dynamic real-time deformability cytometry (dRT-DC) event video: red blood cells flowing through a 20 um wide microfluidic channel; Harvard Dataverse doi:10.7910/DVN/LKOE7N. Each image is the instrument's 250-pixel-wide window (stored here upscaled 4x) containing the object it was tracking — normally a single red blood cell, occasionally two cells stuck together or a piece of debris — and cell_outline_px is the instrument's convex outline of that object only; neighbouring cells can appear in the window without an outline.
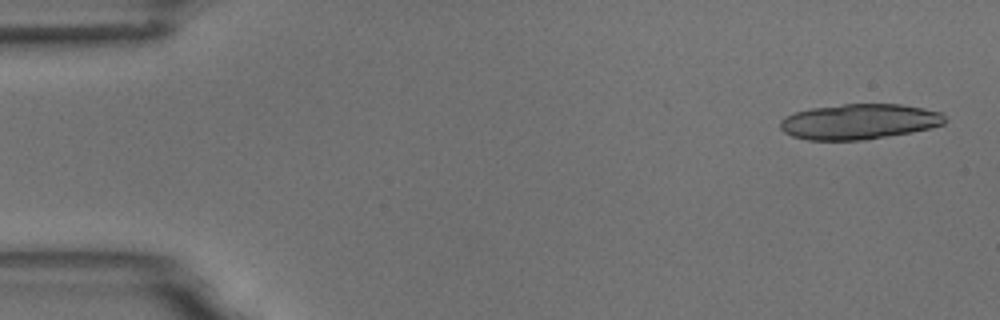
{"species": "common noctule bat (a hibernating species)", "species_latin": "Nyctalus noctula", "temperature_condition": "room temperature", "stored_images_in_passage": 4, "camera_frame_rate_fps": 3000, "um_per_image_px": 0.085, "animal": {"sex": "male", "body_mass_g": 18.8}, "frame": {"image": 1, "passage_image": 1, "time_ms": 0.0, "image_size_px": [1000, 320], "cell_outline_px": [[948, 120], [944, 124], [932, 128], [912, 132], [864, 140], [808, 140], [792, 136], [784, 132], [780, 128], [780, 120], [784, 116], [796, 112], [812, 108], [844, 104], [900, 104], [924, 108], [940, 112]], "centroid_in_image_um": [73.04, 10.34], "position_along_channel_um": 12.0, "area_um2": 34.1}}